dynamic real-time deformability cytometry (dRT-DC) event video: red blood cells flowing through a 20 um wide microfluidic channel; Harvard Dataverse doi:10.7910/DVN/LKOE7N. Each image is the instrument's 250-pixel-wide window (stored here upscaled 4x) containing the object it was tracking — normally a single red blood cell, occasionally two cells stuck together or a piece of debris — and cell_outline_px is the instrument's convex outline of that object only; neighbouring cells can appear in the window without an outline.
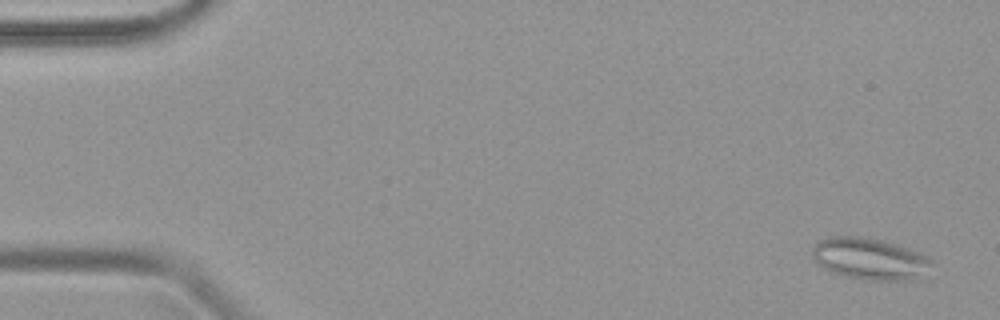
{"species": "common noctule bat (a hibernating species)", "species_latin": "Nyctalus noctula", "temperature_condition": "warm", "stored_images_in_passage": 48, "camera_frame_rate_fps": 3000, "um_per_image_px": 0.085, "animal": {"sex": "female", "body_mass_g": 19.9}, "frame": {"image": 1, "passage_image": 2, "time_ms": 0.333, "image_size_px": [1000, 320], "cell_outline_px": [[932, 260], [916, 280], [864, 280], [844, 276], [828, 272], [816, 264], [812, 256], [812, 248], [820, 240], [832, 236], [868, 236], [884, 240], [920, 252], [928, 256]], "centroid_in_image_um": [73.86, 21.99], "position_along_channel_um": 11.1, "area_um2": 29.25}}
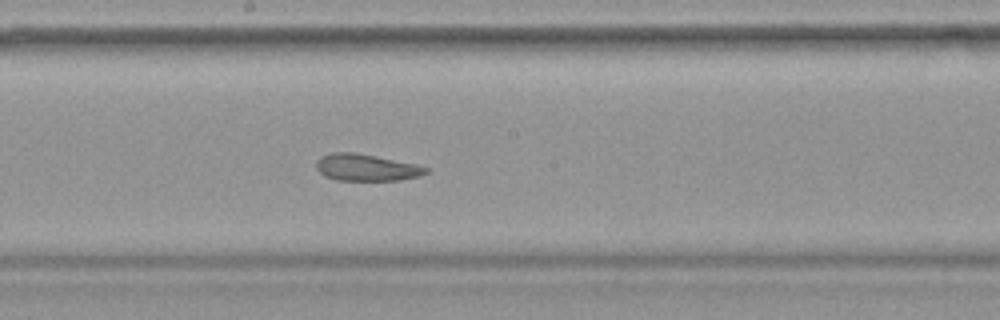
{"frame": {"image": 2, "passage_image": 26, "time_ms": 8.333, "image_size_px": [1000, 320], "cell_outline_px": [[428, 172], [420, 176], [400, 180], [336, 180], [324, 176], [316, 168], [316, 160], [320, 156], [332, 152], [356, 152], [416, 164], [428, 168]], "centroid_in_image_um": [31.11, 14.23], "position_along_channel_um": 217.1, "area_um2": 17.22}}
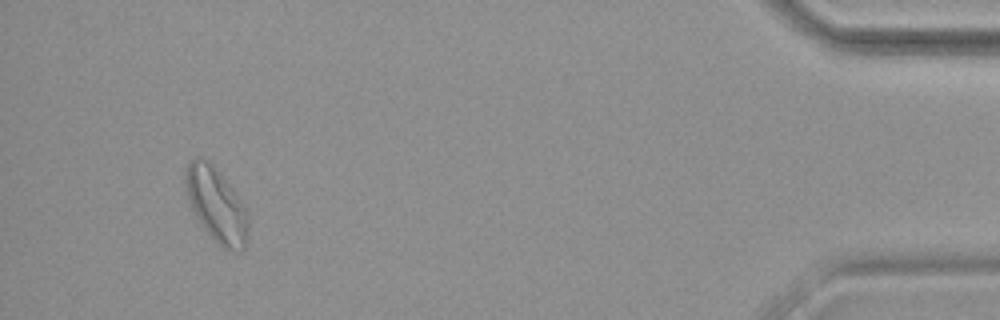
{"frame": {"image": 3, "passage_image": 45, "time_ms": 14.667, "image_size_px": [1000, 320], "cell_outline_px": [[248, 232], [244, 252], [224, 248], [204, 228], [196, 216], [192, 208], [188, 196], [184, 176], [184, 172], [188, 164], [196, 156], [212, 164], [236, 192], [248, 216]], "centroid_in_image_um": [18.41, 17.41], "position_along_channel_um": 416.8, "area_um2": 26.53}}